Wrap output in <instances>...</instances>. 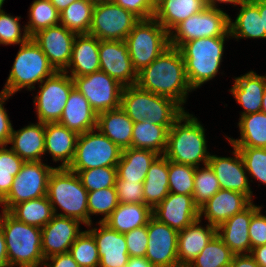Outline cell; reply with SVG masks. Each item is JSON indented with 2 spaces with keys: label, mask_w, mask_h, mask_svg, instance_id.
<instances>
[{
  "label": "cell",
  "mask_w": 266,
  "mask_h": 267,
  "mask_svg": "<svg viewBox=\"0 0 266 267\" xmlns=\"http://www.w3.org/2000/svg\"><path fill=\"white\" fill-rule=\"evenodd\" d=\"M136 85L142 90L169 97L182 107L188 93L193 91L187 81L182 54L171 46L138 72Z\"/></svg>",
  "instance_id": "obj_1"
},
{
  "label": "cell",
  "mask_w": 266,
  "mask_h": 267,
  "mask_svg": "<svg viewBox=\"0 0 266 267\" xmlns=\"http://www.w3.org/2000/svg\"><path fill=\"white\" fill-rule=\"evenodd\" d=\"M204 129L196 117L185 111L168 130L163 155L169 161L193 167H199L200 162L208 164L210 153Z\"/></svg>",
  "instance_id": "obj_2"
},
{
  "label": "cell",
  "mask_w": 266,
  "mask_h": 267,
  "mask_svg": "<svg viewBox=\"0 0 266 267\" xmlns=\"http://www.w3.org/2000/svg\"><path fill=\"white\" fill-rule=\"evenodd\" d=\"M120 108L134 123L148 121L160 126H172L185 112L175 100L142 90L137 85L123 88Z\"/></svg>",
  "instance_id": "obj_3"
},
{
  "label": "cell",
  "mask_w": 266,
  "mask_h": 267,
  "mask_svg": "<svg viewBox=\"0 0 266 267\" xmlns=\"http://www.w3.org/2000/svg\"><path fill=\"white\" fill-rule=\"evenodd\" d=\"M9 267H42L41 228L18 221L8 211H1Z\"/></svg>",
  "instance_id": "obj_4"
},
{
  "label": "cell",
  "mask_w": 266,
  "mask_h": 267,
  "mask_svg": "<svg viewBox=\"0 0 266 267\" xmlns=\"http://www.w3.org/2000/svg\"><path fill=\"white\" fill-rule=\"evenodd\" d=\"M47 197L54 215L71 217L89 225L88 191L76 172L55 167L48 179ZM63 213H57V206Z\"/></svg>",
  "instance_id": "obj_5"
},
{
  "label": "cell",
  "mask_w": 266,
  "mask_h": 267,
  "mask_svg": "<svg viewBox=\"0 0 266 267\" xmlns=\"http://www.w3.org/2000/svg\"><path fill=\"white\" fill-rule=\"evenodd\" d=\"M231 37H203L184 43L180 48L185 61V73L192 90L212 80L224 54L225 40Z\"/></svg>",
  "instance_id": "obj_6"
},
{
  "label": "cell",
  "mask_w": 266,
  "mask_h": 267,
  "mask_svg": "<svg viewBox=\"0 0 266 267\" xmlns=\"http://www.w3.org/2000/svg\"><path fill=\"white\" fill-rule=\"evenodd\" d=\"M56 70L49 63L39 45L30 37L20 44V49L10 70L7 82L2 90L13 95L22 88L35 89L34 84L42 83Z\"/></svg>",
  "instance_id": "obj_7"
},
{
  "label": "cell",
  "mask_w": 266,
  "mask_h": 267,
  "mask_svg": "<svg viewBox=\"0 0 266 267\" xmlns=\"http://www.w3.org/2000/svg\"><path fill=\"white\" fill-rule=\"evenodd\" d=\"M136 72L170 47L169 32L154 18L140 20L125 40Z\"/></svg>",
  "instance_id": "obj_8"
},
{
  "label": "cell",
  "mask_w": 266,
  "mask_h": 267,
  "mask_svg": "<svg viewBox=\"0 0 266 267\" xmlns=\"http://www.w3.org/2000/svg\"><path fill=\"white\" fill-rule=\"evenodd\" d=\"M170 46L180 48L184 43L205 37H231L229 15L220 8L204 10L179 23L170 33Z\"/></svg>",
  "instance_id": "obj_9"
},
{
  "label": "cell",
  "mask_w": 266,
  "mask_h": 267,
  "mask_svg": "<svg viewBox=\"0 0 266 267\" xmlns=\"http://www.w3.org/2000/svg\"><path fill=\"white\" fill-rule=\"evenodd\" d=\"M121 153L122 150L99 130L87 131L78 135L75 155L68 169L116 167Z\"/></svg>",
  "instance_id": "obj_10"
},
{
  "label": "cell",
  "mask_w": 266,
  "mask_h": 267,
  "mask_svg": "<svg viewBox=\"0 0 266 267\" xmlns=\"http://www.w3.org/2000/svg\"><path fill=\"white\" fill-rule=\"evenodd\" d=\"M55 167L42 161L24 162L14 177L8 195L0 202L2 210L9 211L14 205L47 195L48 179Z\"/></svg>",
  "instance_id": "obj_11"
},
{
  "label": "cell",
  "mask_w": 266,
  "mask_h": 267,
  "mask_svg": "<svg viewBox=\"0 0 266 267\" xmlns=\"http://www.w3.org/2000/svg\"><path fill=\"white\" fill-rule=\"evenodd\" d=\"M39 85L40 90L33 101L38 122H59L69 94L74 88L72 77L64 71H56Z\"/></svg>",
  "instance_id": "obj_12"
},
{
  "label": "cell",
  "mask_w": 266,
  "mask_h": 267,
  "mask_svg": "<svg viewBox=\"0 0 266 267\" xmlns=\"http://www.w3.org/2000/svg\"><path fill=\"white\" fill-rule=\"evenodd\" d=\"M72 79L74 87L88 100L97 115L120 108L124 86L107 73L100 70Z\"/></svg>",
  "instance_id": "obj_13"
},
{
  "label": "cell",
  "mask_w": 266,
  "mask_h": 267,
  "mask_svg": "<svg viewBox=\"0 0 266 267\" xmlns=\"http://www.w3.org/2000/svg\"><path fill=\"white\" fill-rule=\"evenodd\" d=\"M139 21L133 13L113 2L96 5L92 12L89 34L99 40L125 41Z\"/></svg>",
  "instance_id": "obj_14"
},
{
  "label": "cell",
  "mask_w": 266,
  "mask_h": 267,
  "mask_svg": "<svg viewBox=\"0 0 266 267\" xmlns=\"http://www.w3.org/2000/svg\"><path fill=\"white\" fill-rule=\"evenodd\" d=\"M147 235L145 258L154 267H180L177 256V230L152 216L147 223Z\"/></svg>",
  "instance_id": "obj_15"
},
{
  "label": "cell",
  "mask_w": 266,
  "mask_h": 267,
  "mask_svg": "<svg viewBox=\"0 0 266 267\" xmlns=\"http://www.w3.org/2000/svg\"><path fill=\"white\" fill-rule=\"evenodd\" d=\"M99 61L100 70L124 87L136 85L138 73L133 67L125 41L100 40Z\"/></svg>",
  "instance_id": "obj_16"
},
{
  "label": "cell",
  "mask_w": 266,
  "mask_h": 267,
  "mask_svg": "<svg viewBox=\"0 0 266 267\" xmlns=\"http://www.w3.org/2000/svg\"><path fill=\"white\" fill-rule=\"evenodd\" d=\"M76 35L59 24L39 30L32 38L39 45L54 69L64 71L70 63Z\"/></svg>",
  "instance_id": "obj_17"
},
{
  "label": "cell",
  "mask_w": 266,
  "mask_h": 267,
  "mask_svg": "<svg viewBox=\"0 0 266 267\" xmlns=\"http://www.w3.org/2000/svg\"><path fill=\"white\" fill-rule=\"evenodd\" d=\"M81 223V221L71 217L54 215L41 228V245L44 258L68 253L74 241L83 232L80 231Z\"/></svg>",
  "instance_id": "obj_18"
},
{
  "label": "cell",
  "mask_w": 266,
  "mask_h": 267,
  "mask_svg": "<svg viewBox=\"0 0 266 267\" xmlns=\"http://www.w3.org/2000/svg\"><path fill=\"white\" fill-rule=\"evenodd\" d=\"M159 222L181 231L199 219V208L192 195L169 193L153 210Z\"/></svg>",
  "instance_id": "obj_19"
},
{
  "label": "cell",
  "mask_w": 266,
  "mask_h": 267,
  "mask_svg": "<svg viewBox=\"0 0 266 267\" xmlns=\"http://www.w3.org/2000/svg\"><path fill=\"white\" fill-rule=\"evenodd\" d=\"M233 148V157H219L210 154L208 164L215 172L221 189L245 194L252 200L253 192L250 188L244 161L238 149Z\"/></svg>",
  "instance_id": "obj_20"
},
{
  "label": "cell",
  "mask_w": 266,
  "mask_h": 267,
  "mask_svg": "<svg viewBox=\"0 0 266 267\" xmlns=\"http://www.w3.org/2000/svg\"><path fill=\"white\" fill-rule=\"evenodd\" d=\"M253 201L245 194L220 189L199 208V219L205 216L216 228L236 213L247 208Z\"/></svg>",
  "instance_id": "obj_21"
},
{
  "label": "cell",
  "mask_w": 266,
  "mask_h": 267,
  "mask_svg": "<svg viewBox=\"0 0 266 267\" xmlns=\"http://www.w3.org/2000/svg\"><path fill=\"white\" fill-rule=\"evenodd\" d=\"M99 227L89 229L93 235L99 254L98 267H125L128 260V250L124 234L109 228L103 222Z\"/></svg>",
  "instance_id": "obj_22"
},
{
  "label": "cell",
  "mask_w": 266,
  "mask_h": 267,
  "mask_svg": "<svg viewBox=\"0 0 266 267\" xmlns=\"http://www.w3.org/2000/svg\"><path fill=\"white\" fill-rule=\"evenodd\" d=\"M262 206L253 202L217 227V235L234 254H250L249 225L252 215Z\"/></svg>",
  "instance_id": "obj_23"
},
{
  "label": "cell",
  "mask_w": 266,
  "mask_h": 267,
  "mask_svg": "<svg viewBox=\"0 0 266 267\" xmlns=\"http://www.w3.org/2000/svg\"><path fill=\"white\" fill-rule=\"evenodd\" d=\"M201 220L198 219L178 231L177 256L180 267H188L217 234V228L214 225L208 223L206 227H202Z\"/></svg>",
  "instance_id": "obj_24"
},
{
  "label": "cell",
  "mask_w": 266,
  "mask_h": 267,
  "mask_svg": "<svg viewBox=\"0 0 266 267\" xmlns=\"http://www.w3.org/2000/svg\"><path fill=\"white\" fill-rule=\"evenodd\" d=\"M99 42L97 37L89 33L77 34L73 42L68 69L64 72L71 73L69 76L73 78L100 71Z\"/></svg>",
  "instance_id": "obj_25"
},
{
  "label": "cell",
  "mask_w": 266,
  "mask_h": 267,
  "mask_svg": "<svg viewBox=\"0 0 266 267\" xmlns=\"http://www.w3.org/2000/svg\"><path fill=\"white\" fill-rule=\"evenodd\" d=\"M58 123L79 135L97 128V114L88 100L74 87Z\"/></svg>",
  "instance_id": "obj_26"
},
{
  "label": "cell",
  "mask_w": 266,
  "mask_h": 267,
  "mask_svg": "<svg viewBox=\"0 0 266 267\" xmlns=\"http://www.w3.org/2000/svg\"><path fill=\"white\" fill-rule=\"evenodd\" d=\"M78 134L67 127L55 123H45V153L53 162L62 161L58 168H68L73 161Z\"/></svg>",
  "instance_id": "obj_27"
},
{
  "label": "cell",
  "mask_w": 266,
  "mask_h": 267,
  "mask_svg": "<svg viewBox=\"0 0 266 267\" xmlns=\"http://www.w3.org/2000/svg\"><path fill=\"white\" fill-rule=\"evenodd\" d=\"M265 86L266 76H260L252 70L234 79L229 91L245 110L240 116L261 112Z\"/></svg>",
  "instance_id": "obj_28"
},
{
  "label": "cell",
  "mask_w": 266,
  "mask_h": 267,
  "mask_svg": "<svg viewBox=\"0 0 266 267\" xmlns=\"http://www.w3.org/2000/svg\"><path fill=\"white\" fill-rule=\"evenodd\" d=\"M8 144L24 162L43 161L41 156L45 154V124L37 122L23 127L12 134Z\"/></svg>",
  "instance_id": "obj_29"
},
{
  "label": "cell",
  "mask_w": 266,
  "mask_h": 267,
  "mask_svg": "<svg viewBox=\"0 0 266 267\" xmlns=\"http://www.w3.org/2000/svg\"><path fill=\"white\" fill-rule=\"evenodd\" d=\"M134 122L121 109L109 110L97 115V130L108 137L121 150L132 147Z\"/></svg>",
  "instance_id": "obj_30"
},
{
  "label": "cell",
  "mask_w": 266,
  "mask_h": 267,
  "mask_svg": "<svg viewBox=\"0 0 266 267\" xmlns=\"http://www.w3.org/2000/svg\"><path fill=\"white\" fill-rule=\"evenodd\" d=\"M206 7L205 0H158L153 18L170 33L179 23Z\"/></svg>",
  "instance_id": "obj_31"
},
{
  "label": "cell",
  "mask_w": 266,
  "mask_h": 267,
  "mask_svg": "<svg viewBox=\"0 0 266 267\" xmlns=\"http://www.w3.org/2000/svg\"><path fill=\"white\" fill-rule=\"evenodd\" d=\"M159 156L148 149L126 148L122 150L116 166L117 178L124 181L144 182L150 165Z\"/></svg>",
  "instance_id": "obj_32"
},
{
  "label": "cell",
  "mask_w": 266,
  "mask_h": 267,
  "mask_svg": "<svg viewBox=\"0 0 266 267\" xmlns=\"http://www.w3.org/2000/svg\"><path fill=\"white\" fill-rule=\"evenodd\" d=\"M145 204L152 210L170 193L169 160L159 155L150 165L143 182Z\"/></svg>",
  "instance_id": "obj_33"
},
{
  "label": "cell",
  "mask_w": 266,
  "mask_h": 267,
  "mask_svg": "<svg viewBox=\"0 0 266 267\" xmlns=\"http://www.w3.org/2000/svg\"><path fill=\"white\" fill-rule=\"evenodd\" d=\"M238 16L233 21L229 17V33L232 38H265L262 18L259 12V0L243 1Z\"/></svg>",
  "instance_id": "obj_34"
},
{
  "label": "cell",
  "mask_w": 266,
  "mask_h": 267,
  "mask_svg": "<svg viewBox=\"0 0 266 267\" xmlns=\"http://www.w3.org/2000/svg\"><path fill=\"white\" fill-rule=\"evenodd\" d=\"M152 209L146 204L119 203L103 222L109 228L125 234L135 228L147 225Z\"/></svg>",
  "instance_id": "obj_35"
},
{
  "label": "cell",
  "mask_w": 266,
  "mask_h": 267,
  "mask_svg": "<svg viewBox=\"0 0 266 267\" xmlns=\"http://www.w3.org/2000/svg\"><path fill=\"white\" fill-rule=\"evenodd\" d=\"M240 139L226 137L232 147L266 148V114L263 112L239 118Z\"/></svg>",
  "instance_id": "obj_36"
},
{
  "label": "cell",
  "mask_w": 266,
  "mask_h": 267,
  "mask_svg": "<svg viewBox=\"0 0 266 267\" xmlns=\"http://www.w3.org/2000/svg\"><path fill=\"white\" fill-rule=\"evenodd\" d=\"M171 127L151 124L148 121L134 123L132 148L148 149L163 155L167 146L168 130Z\"/></svg>",
  "instance_id": "obj_37"
},
{
  "label": "cell",
  "mask_w": 266,
  "mask_h": 267,
  "mask_svg": "<svg viewBox=\"0 0 266 267\" xmlns=\"http://www.w3.org/2000/svg\"><path fill=\"white\" fill-rule=\"evenodd\" d=\"M18 221L43 228L54 216L52 205L46 196L14 205L8 211Z\"/></svg>",
  "instance_id": "obj_38"
},
{
  "label": "cell",
  "mask_w": 266,
  "mask_h": 267,
  "mask_svg": "<svg viewBox=\"0 0 266 267\" xmlns=\"http://www.w3.org/2000/svg\"><path fill=\"white\" fill-rule=\"evenodd\" d=\"M94 5L88 0H77L60 12V25L75 34H88Z\"/></svg>",
  "instance_id": "obj_39"
},
{
  "label": "cell",
  "mask_w": 266,
  "mask_h": 267,
  "mask_svg": "<svg viewBox=\"0 0 266 267\" xmlns=\"http://www.w3.org/2000/svg\"><path fill=\"white\" fill-rule=\"evenodd\" d=\"M234 255L216 234L188 267H228Z\"/></svg>",
  "instance_id": "obj_40"
},
{
  "label": "cell",
  "mask_w": 266,
  "mask_h": 267,
  "mask_svg": "<svg viewBox=\"0 0 266 267\" xmlns=\"http://www.w3.org/2000/svg\"><path fill=\"white\" fill-rule=\"evenodd\" d=\"M25 29L30 37L39 30L60 24V12L50 0H34L29 8V22Z\"/></svg>",
  "instance_id": "obj_41"
},
{
  "label": "cell",
  "mask_w": 266,
  "mask_h": 267,
  "mask_svg": "<svg viewBox=\"0 0 266 267\" xmlns=\"http://www.w3.org/2000/svg\"><path fill=\"white\" fill-rule=\"evenodd\" d=\"M200 168L199 166L195 169L194 191L192 194L194 204L198 208L221 189L215 172L210 165L206 164L203 168Z\"/></svg>",
  "instance_id": "obj_42"
},
{
  "label": "cell",
  "mask_w": 266,
  "mask_h": 267,
  "mask_svg": "<svg viewBox=\"0 0 266 267\" xmlns=\"http://www.w3.org/2000/svg\"><path fill=\"white\" fill-rule=\"evenodd\" d=\"M89 225L92 227L91 215L101 214L104 217L99 222H104L119 205L118 196L115 187L103 188L96 191L88 192L87 198Z\"/></svg>",
  "instance_id": "obj_43"
},
{
  "label": "cell",
  "mask_w": 266,
  "mask_h": 267,
  "mask_svg": "<svg viewBox=\"0 0 266 267\" xmlns=\"http://www.w3.org/2000/svg\"><path fill=\"white\" fill-rule=\"evenodd\" d=\"M6 145H0V202L8 195L24 161Z\"/></svg>",
  "instance_id": "obj_44"
},
{
  "label": "cell",
  "mask_w": 266,
  "mask_h": 267,
  "mask_svg": "<svg viewBox=\"0 0 266 267\" xmlns=\"http://www.w3.org/2000/svg\"><path fill=\"white\" fill-rule=\"evenodd\" d=\"M69 253L80 267H98L99 254L93 235L83 231L72 244Z\"/></svg>",
  "instance_id": "obj_45"
},
{
  "label": "cell",
  "mask_w": 266,
  "mask_h": 267,
  "mask_svg": "<svg viewBox=\"0 0 266 267\" xmlns=\"http://www.w3.org/2000/svg\"><path fill=\"white\" fill-rule=\"evenodd\" d=\"M79 176L82 185L88 192L108 187H115L116 167H98L88 170H71Z\"/></svg>",
  "instance_id": "obj_46"
},
{
  "label": "cell",
  "mask_w": 266,
  "mask_h": 267,
  "mask_svg": "<svg viewBox=\"0 0 266 267\" xmlns=\"http://www.w3.org/2000/svg\"><path fill=\"white\" fill-rule=\"evenodd\" d=\"M196 167L169 161V192L192 195Z\"/></svg>",
  "instance_id": "obj_47"
},
{
  "label": "cell",
  "mask_w": 266,
  "mask_h": 267,
  "mask_svg": "<svg viewBox=\"0 0 266 267\" xmlns=\"http://www.w3.org/2000/svg\"><path fill=\"white\" fill-rule=\"evenodd\" d=\"M244 161L247 174L266 184V148L235 147Z\"/></svg>",
  "instance_id": "obj_48"
},
{
  "label": "cell",
  "mask_w": 266,
  "mask_h": 267,
  "mask_svg": "<svg viewBox=\"0 0 266 267\" xmlns=\"http://www.w3.org/2000/svg\"><path fill=\"white\" fill-rule=\"evenodd\" d=\"M20 19V16L14 17L10 14L5 13L3 9L0 10V44H22L30 38L27 30L25 29V26H23L24 30L21 29L19 22Z\"/></svg>",
  "instance_id": "obj_49"
},
{
  "label": "cell",
  "mask_w": 266,
  "mask_h": 267,
  "mask_svg": "<svg viewBox=\"0 0 266 267\" xmlns=\"http://www.w3.org/2000/svg\"><path fill=\"white\" fill-rule=\"evenodd\" d=\"M115 188L119 203L145 204L143 182L124 181L116 178Z\"/></svg>",
  "instance_id": "obj_50"
},
{
  "label": "cell",
  "mask_w": 266,
  "mask_h": 267,
  "mask_svg": "<svg viewBox=\"0 0 266 267\" xmlns=\"http://www.w3.org/2000/svg\"><path fill=\"white\" fill-rule=\"evenodd\" d=\"M129 257H145L148 244L147 225L124 234Z\"/></svg>",
  "instance_id": "obj_51"
},
{
  "label": "cell",
  "mask_w": 266,
  "mask_h": 267,
  "mask_svg": "<svg viewBox=\"0 0 266 267\" xmlns=\"http://www.w3.org/2000/svg\"><path fill=\"white\" fill-rule=\"evenodd\" d=\"M112 2L133 13L140 20L153 18L156 8L154 0H112Z\"/></svg>",
  "instance_id": "obj_52"
},
{
  "label": "cell",
  "mask_w": 266,
  "mask_h": 267,
  "mask_svg": "<svg viewBox=\"0 0 266 267\" xmlns=\"http://www.w3.org/2000/svg\"><path fill=\"white\" fill-rule=\"evenodd\" d=\"M260 207L253 215L249 225L251 251L253 248L266 244V215L261 213Z\"/></svg>",
  "instance_id": "obj_53"
},
{
  "label": "cell",
  "mask_w": 266,
  "mask_h": 267,
  "mask_svg": "<svg viewBox=\"0 0 266 267\" xmlns=\"http://www.w3.org/2000/svg\"><path fill=\"white\" fill-rule=\"evenodd\" d=\"M11 96L4 90L0 92V145L6 146H8L13 126L3 105Z\"/></svg>",
  "instance_id": "obj_54"
},
{
  "label": "cell",
  "mask_w": 266,
  "mask_h": 267,
  "mask_svg": "<svg viewBox=\"0 0 266 267\" xmlns=\"http://www.w3.org/2000/svg\"><path fill=\"white\" fill-rule=\"evenodd\" d=\"M43 266L44 267H80L79 264L73 259L72 255L69 252L56 254V255L46 258Z\"/></svg>",
  "instance_id": "obj_55"
},
{
  "label": "cell",
  "mask_w": 266,
  "mask_h": 267,
  "mask_svg": "<svg viewBox=\"0 0 266 267\" xmlns=\"http://www.w3.org/2000/svg\"><path fill=\"white\" fill-rule=\"evenodd\" d=\"M228 267H260L251 254H235Z\"/></svg>",
  "instance_id": "obj_56"
},
{
  "label": "cell",
  "mask_w": 266,
  "mask_h": 267,
  "mask_svg": "<svg viewBox=\"0 0 266 267\" xmlns=\"http://www.w3.org/2000/svg\"><path fill=\"white\" fill-rule=\"evenodd\" d=\"M250 254L260 267H266V244L253 248Z\"/></svg>",
  "instance_id": "obj_57"
},
{
  "label": "cell",
  "mask_w": 266,
  "mask_h": 267,
  "mask_svg": "<svg viewBox=\"0 0 266 267\" xmlns=\"http://www.w3.org/2000/svg\"><path fill=\"white\" fill-rule=\"evenodd\" d=\"M0 267H9L4 232L0 224Z\"/></svg>",
  "instance_id": "obj_58"
},
{
  "label": "cell",
  "mask_w": 266,
  "mask_h": 267,
  "mask_svg": "<svg viewBox=\"0 0 266 267\" xmlns=\"http://www.w3.org/2000/svg\"><path fill=\"white\" fill-rule=\"evenodd\" d=\"M125 267H154L145 257H129Z\"/></svg>",
  "instance_id": "obj_59"
},
{
  "label": "cell",
  "mask_w": 266,
  "mask_h": 267,
  "mask_svg": "<svg viewBox=\"0 0 266 267\" xmlns=\"http://www.w3.org/2000/svg\"><path fill=\"white\" fill-rule=\"evenodd\" d=\"M243 0H205V4L207 7L218 9V3H234V6L241 5Z\"/></svg>",
  "instance_id": "obj_60"
},
{
  "label": "cell",
  "mask_w": 266,
  "mask_h": 267,
  "mask_svg": "<svg viewBox=\"0 0 266 267\" xmlns=\"http://www.w3.org/2000/svg\"><path fill=\"white\" fill-rule=\"evenodd\" d=\"M77 0H50L52 5L59 11L61 12L64 10L66 7H68L70 4L75 2Z\"/></svg>",
  "instance_id": "obj_61"
},
{
  "label": "cell",
  "mask_w": 266,
  "mask_h": 267,
  "mask_svg": "<svg viewBox=\"0 0 266 267\" xmlns=\"http://www.w3.org/2000/svg\"><path fill=\"white\" fill-rule=\"evenodd\" d=\"M259 12L260 17L262 18L263 29L265 30V38H266V1L259 0Z\"/></svg>",
  "instance_id": "obj_62"
},
{
  "label": "cell",
  "mask_w": 266,
  "mask_h": 267,
  "mask_svg": "<svg viewBox=\"0 0 266 267\" xmlns=\"http://www.w3.org/2000/svg\"><path fill=\"white\" fill-rule=\"evenodd\" d=\"M88 1L92 3L94 6L112 2V0H88Z\"/></svg>",
  "instance_id": "obj_63"
},
{
  "label": "cell",
  "mask_w": 266,
  "mask_h": 267,
  "mask_svg": "<svg viewBox=\"0 0 266 267\" xmlns=\"http://www.w3.org/2000/svg\"><path fill=\"white\" fill-rule=\"evenodd\" d=\"M261 112L266 114V86H265V91H264L263 100H262Z\"/></svg>",
  "instance_id": "obj_64"
},
{
  "label": "cell",
  "mask_w": 266,
  "mask_h": 267,
  "mask_svg": "<svg viewBox=\"0 0 266 267\" xmlns=\"http://www.w3.org/2000/svg\"><path fill=\"white\" fill-rule=\"evenodd\" d=\"M4 1H5V0H0V10H1V8H2V5H3Z\"/></svg>",
  "instance_id": "obj_65"
}]
</instances>
